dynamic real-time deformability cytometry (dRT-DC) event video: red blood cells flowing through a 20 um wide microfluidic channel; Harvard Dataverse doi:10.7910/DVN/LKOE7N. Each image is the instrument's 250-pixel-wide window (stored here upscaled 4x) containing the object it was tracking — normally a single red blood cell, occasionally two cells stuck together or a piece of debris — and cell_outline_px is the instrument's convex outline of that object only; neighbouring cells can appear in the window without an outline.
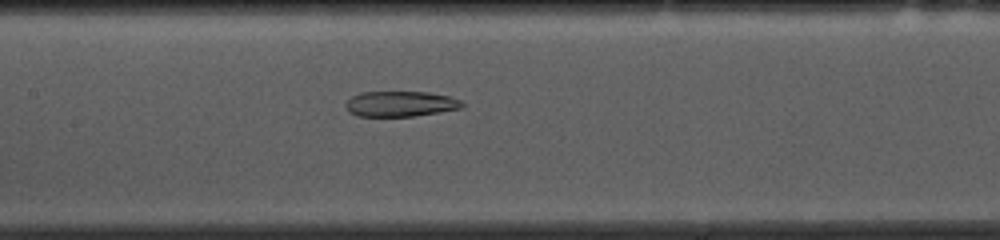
{"species": "common noctule bat (a hibernating species)", "species_latin": "Nyctalus noctula", "temperature_condition": "cold", "stored_images_in_passage": 54, "camera_frame_rate_fps": 3000, "um_per_image_px": 0.085, "animal": {"sex": "female", "body_mass_g": 10.0, "forearm_length_mm": 53.1}, "frame": {"image": 1, "passage_image": 24, "time_ms": 7.667, "image_size_px": [1000, 240], "cell_outline_px": [[464, 108], [440, 112], [412, 116], [356, 116], [348, 112], [344, 104], [352, 96], [360, 92], [428, 92], [452, 96], [460, 100], [464, 104]], "centroid_in_image_um": [34.05, 8.83], "position_along_channel_um": 173.3, "area_um2": 17.46}}
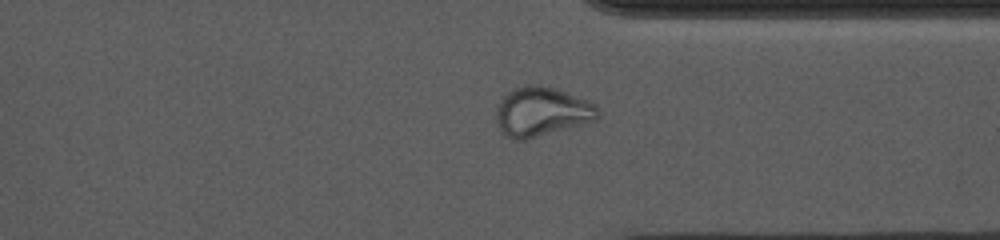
{"frame": {"image": 2, "passage_image": 40, "time_ms": 13.0, "image_size_px": [1000, 240], "cell_outline_px": [[600, 116], [596, 120], [528, 140], [512, 140], [504, 136], [496, 120], [496, 104], [508, 92], [516, 88], [528, 84], [540, 84], [556, 88], [584, 100], [600, 108]], "centroid_in_image_um": [46.01, 9.51], "position_along_channel_um": 365.4, "area_um2": 29.42}}
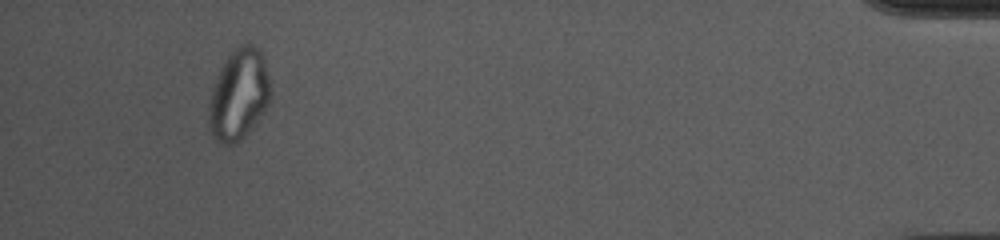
{"frame": {"image": 3, "passage_image": 50, "time_ms": 16.333, "image_size_px": [1000, 240], "cell_outline_px": [[272, 92], [268, 104], [264, 112], [256, 124], [236, 144], [224, 144], [216, 140], [212, 136], [208, 124], [208, 108], [212, 88], [224, 60], [240, 44], [252, 44], [260, 48], [264, 56]], "centroid_in_image_um": [20.32, 8.04], "position_along_channel_um": 414.9, "area_um2": 33.06}, "authors_computed_cell_mechanics": {"area_um2": 25.6632, "velocity_mm_per_s": 3.6332, "shape_relaxation_time_tau1_ms": null, "shape_relaxation_time_tau2_ms": 2.589, "deformation_change_tau1": null, "deformation_change_tau2": 0.087}}